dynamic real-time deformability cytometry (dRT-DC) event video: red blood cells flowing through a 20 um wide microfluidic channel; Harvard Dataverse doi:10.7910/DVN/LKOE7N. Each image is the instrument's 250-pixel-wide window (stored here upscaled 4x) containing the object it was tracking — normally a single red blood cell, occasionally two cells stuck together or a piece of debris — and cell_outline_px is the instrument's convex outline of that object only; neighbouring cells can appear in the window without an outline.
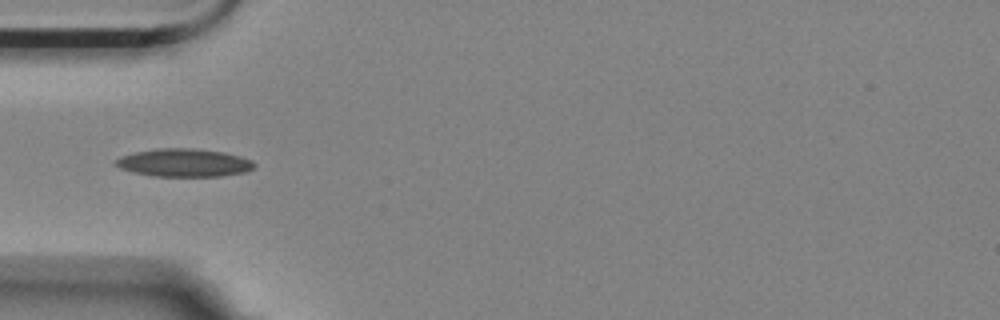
{"species": "Egyptian fruit bat (a non-hibernating species)", "species_latin": "Rousettus aegyptiacus", "temperature_condition": "room temperature", "stored_images_in_passage": 3, "camera_frame_rate_fps": 3000, "um_per_image_px": 0.085, "animal": {"sex": "female"}, "frame": {"image": 1, "passage_image": 3, "time_ms": 0.667, "image_size_px": [1000, 320], "cell_outline_px": [[256, 164], [252, 168], [244, 172], [220, 176], [152, 176], [132, 172], [120, 168], [112, 164], [120, 156], [136, 152], [156, 148], [192, 148], [224, 152], [240, 156], [252, 160]], "centroid_in_image_um": [15.61, 13.83], "position_along_channel_um": 69.4, "area_um2": 22.66}}